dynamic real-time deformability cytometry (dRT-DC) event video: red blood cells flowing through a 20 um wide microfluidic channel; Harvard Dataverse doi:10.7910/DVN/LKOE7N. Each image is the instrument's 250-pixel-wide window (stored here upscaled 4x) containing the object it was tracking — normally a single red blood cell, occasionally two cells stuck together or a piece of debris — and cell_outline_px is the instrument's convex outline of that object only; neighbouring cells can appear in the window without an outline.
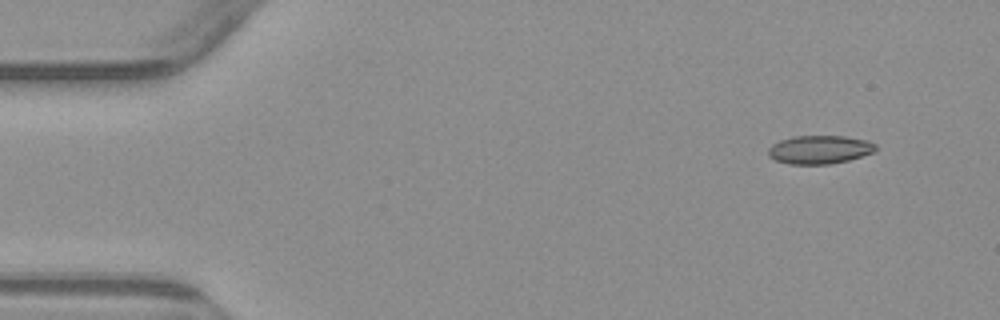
{"species": "common noctule bat (a hibernating species)", "species_latin": "Nyctalus noctula", "temperature_condition": "warm", "stored_images_in_passage": 4, "camera_frame_rate_fps": 3000, "um_per_image_px": 0.085, "animal": {"sex": "male", "body_mass_g": 23.1, "forearm_length_mm": 52.7}, "frame": {"image": 1, "passage_image": 1, "time_ms": 0.0, "image_size_px": [1000, 320], "cell_outline_px": [[876, 152], [848, 160], [828, 164], [788, 164], [776, 160], [768, 156], [768, 148], [772, 144], [780, 140], [792, 136], [844, 136], [868, 140], [876, 144]], "centroid_in_image_um": [69.67, 12.71], "position_along_channel_um": 15.3, "area_um2": 17.92}}
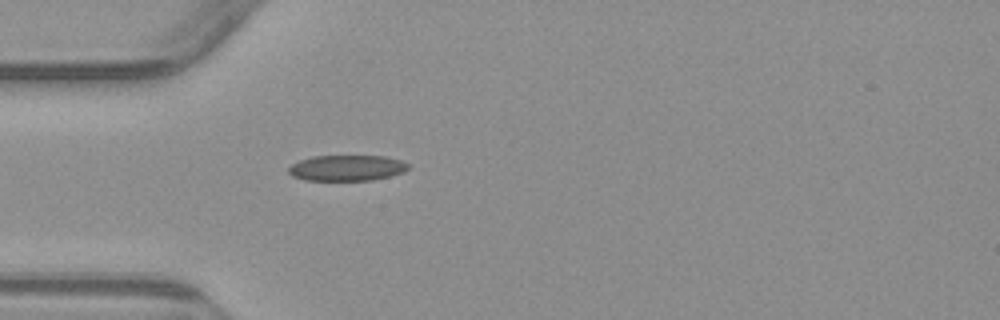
{"frame": {"image": 2, "passage_image": 4, "time_ms": 3.667, "image_size_px": [1000, 320], "cell_outline_px": [[408, 168], [404, 172], [372, 180], [304, 180], [292, 176], [288, 172], [288, 168], [292, 164], [300, 160], [312, 156], [384, 156], [400, 160], [408, 164]], "centroid_in_image_um": [29.45, 14.27], "position_along_channel_um": 55.6, "area_um2": 17.86}}